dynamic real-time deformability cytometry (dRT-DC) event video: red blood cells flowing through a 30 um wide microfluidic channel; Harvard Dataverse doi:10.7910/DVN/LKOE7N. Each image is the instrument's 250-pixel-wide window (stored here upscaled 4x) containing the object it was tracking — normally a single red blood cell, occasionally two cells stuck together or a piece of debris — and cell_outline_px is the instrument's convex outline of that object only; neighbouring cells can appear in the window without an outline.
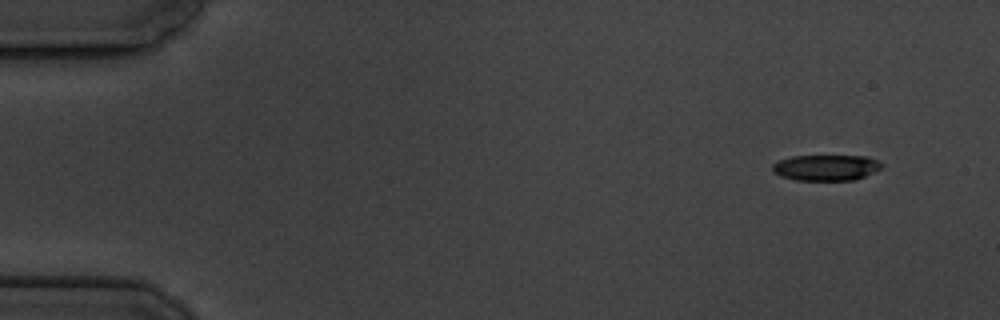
{"species": "common noctule bat (a hibernating species)", "species_latin": "Nyctalus noctula", "temperature_condition": "cold", "stored_images_in_passage": 10, "camera_frame_rate_fps": 3000, "um_per_image_px": 0.085, "animal": {"sex": "male", "body_mass_g": 19.5, "forearm_length_mm": 54.6}, "frame": {"image": 1, "passage_image": 1, "time_ms": 0.0, "image_size_px": [1000, 320], "cell_outline_px": [[880, 168], [856, 180], [796, 180], [780, 176], [772, 172], [772, 164], [780, 160], [792, 156], [868, 156], [876, 160], [880, 164]], "centroid_in_image_um": [70.15, 14.25], "position_along_channel_um": 14.8, "area_um2": 16.3}}
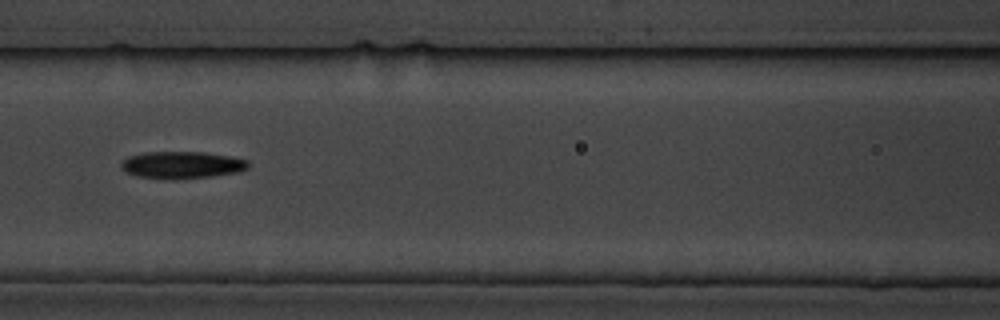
{"frame": {"image": 2, "passage_image": 7, "time_ms": 7.333, "image_size_px": [1000, 320], "cell_outline_px": [[248, 168], [236, 172], [212, 176], [136, 176], [128, 172], [120, 164], [128, 156], [144, 152], [204, 152], [228, 156], [248, 160]], "centroid_in_image_um": [15.5, 13.96], "position_along_channel_um": 151.1, "area_um2": 18.84}}
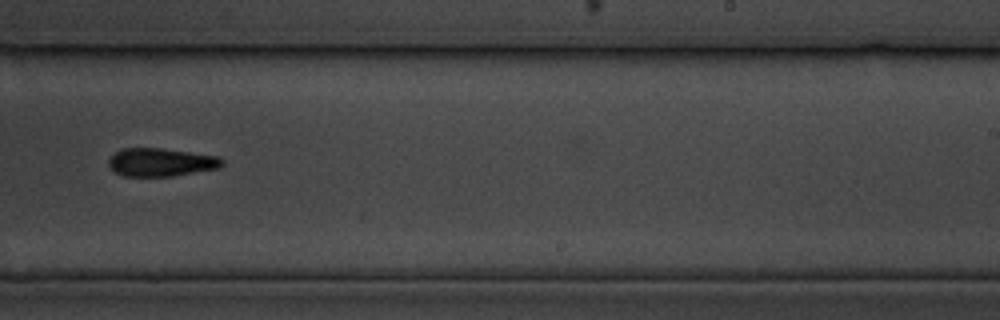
{"frame": {"image": 3, "passage_image": 10, "time_ms": 11.0, "image_size_px": [1000, 320], "cell_outline_px": [[224, 164], [220, 168], [172, 176], [124, 176], [116, 172], [108, 164], [108, 160], [120, 148], [164, 148], [220, 156], [224, 160]], "centroid_in_image_um": [13.73, 13.78], "position_along_channel_um": 275.3, "area_um2": 18.79}}